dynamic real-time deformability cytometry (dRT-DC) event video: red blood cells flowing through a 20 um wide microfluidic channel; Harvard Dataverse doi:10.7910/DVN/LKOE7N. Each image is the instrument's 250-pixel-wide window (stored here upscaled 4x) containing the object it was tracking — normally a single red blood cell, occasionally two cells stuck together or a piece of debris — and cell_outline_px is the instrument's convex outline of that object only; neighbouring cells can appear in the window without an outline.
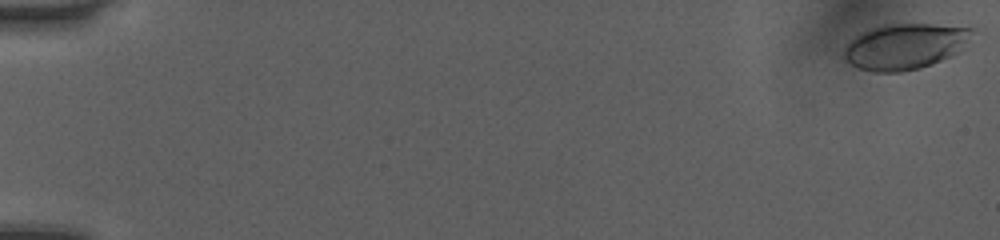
{"species": "human", "species_latin": "Homo sapiens", "temperature_condition": "room temperature", "stored_images_in_passage": 43, "camera_frame_rate_fps": 3000, "um_per_image_px": 0.085, "donor": {"sex": "female"}, "frame": {"image": 1, "passage_image": 1, "time_ms": 0.0, "image_size_px": [1000, 240], "cell_outline_px": [[976, 28], [956, 52], [940, 60], [920, 68], [900, 72], [872, 72], [860, 68], [844, 60], [840, 56], [844, 48], [860, 32], [868, 28], [884, 24], [932, 24]], "centroid_in_image_um": [76.82, 3.93], "position_along_channel_um": 8.2, "area_um2": 33.87}}
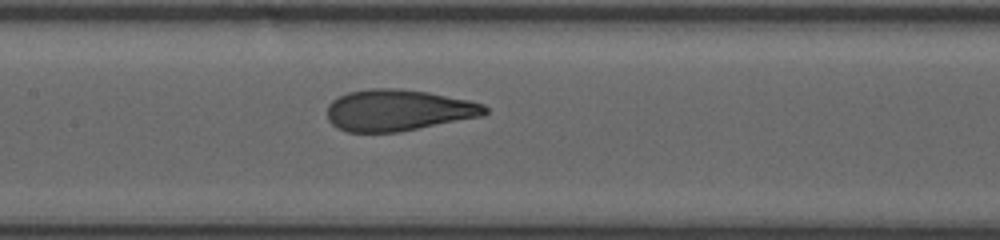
{"frame": {"image": 2, "passage_image": 22, "time_ms": 7.0, "image_size_px": [1000, 240], "cell_outline_px": [[488, 112], [484, 116], [400, 132], [348, 132], [336, 128], [328, 120], [328, 104], [332, 100], [348, 92], [372, 88], [396, 88], [428, 92], [468, 100], [484, 104], [488, 108]], "centroid_in_image_um": [33.86, 9.38], "position_along_channel_um": 173.5, "area_um2": 38.26}}
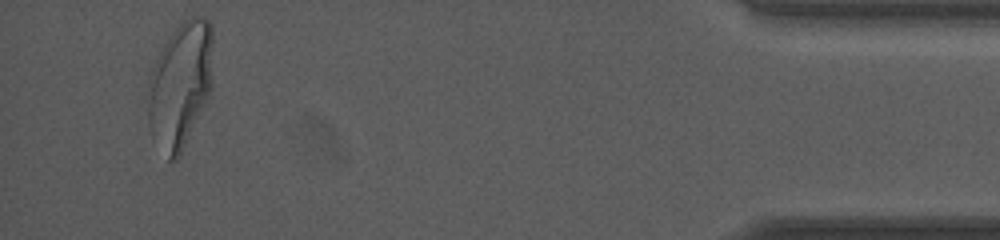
{"frame": {"image": 3, "passage_image": 41, "time_ms": 13.333, "image_size_px": [1000, 240], "cell_outline_px": [[212, 84], [208, 96], [180, 156], [176, 160], [168, 160], [152, 136], [148, 128], [144, 96], [148, 76], [152, 64], [164, 44], [180, 20], [188, 16], [204, 16], [212, 24]], "centroid_in_image_um": [15.26, 7.19], "position_along_channel_um": 419.9, "area_um2": 49.13}, "authors_computed_cell_mechanics": {"area_um2": 38.0324, "velocity_mm_per_s": 4.1721, "shape_relaxation_time_tau1_ms": 4.0227, "shape_relaxation_time_tau2_ms": 0.4975, "deformation_change_tau1": 0.2147, "deformation_change_tau2": 0.0681}}